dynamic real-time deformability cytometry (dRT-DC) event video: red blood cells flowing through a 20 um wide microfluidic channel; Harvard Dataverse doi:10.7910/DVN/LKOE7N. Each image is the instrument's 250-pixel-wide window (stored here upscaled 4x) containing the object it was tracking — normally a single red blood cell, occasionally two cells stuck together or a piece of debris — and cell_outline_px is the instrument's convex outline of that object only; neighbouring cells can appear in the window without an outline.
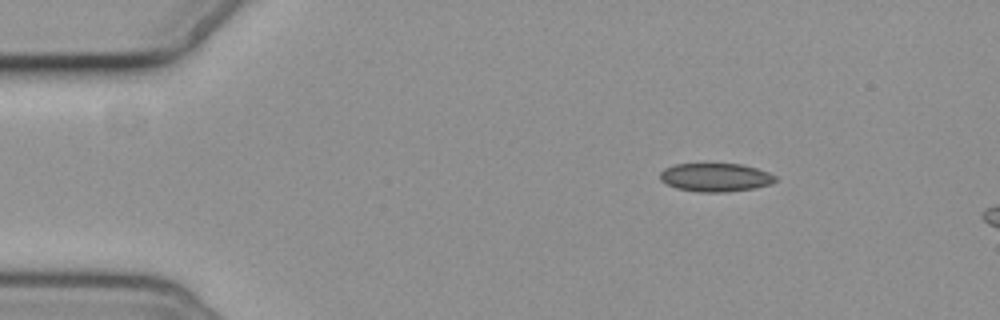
{"species": "common noctule bat (a hibernating species)", "species_latin": "Nyctalus noctula", "temperature_condition": "cold", "stored_images_in_passage": 3, "camera_frame_rate_fps": 3000, "um_per_image_px": 0.085, "animal": {"sex": "female", "body_mass_g": 19.3, "forearm_length_mm": 54.1}, "frame": {"image": 1, "passage_image": 1, "time_ms": 0.0, "image_size_px": [1000, 320], "cell_outline_px": [[776, 180], [768, 184], [752, 188], [728, 192], [700, 192], [676, 188], [660, 180], [660, 172], [664, 168], [676, 164], [744, 164], [768, 172], [776, 176]], "centroid_in_image_um": [60.79, 15.07], "position_along_channel_um": 24.2, "area_um2": 18.96}}